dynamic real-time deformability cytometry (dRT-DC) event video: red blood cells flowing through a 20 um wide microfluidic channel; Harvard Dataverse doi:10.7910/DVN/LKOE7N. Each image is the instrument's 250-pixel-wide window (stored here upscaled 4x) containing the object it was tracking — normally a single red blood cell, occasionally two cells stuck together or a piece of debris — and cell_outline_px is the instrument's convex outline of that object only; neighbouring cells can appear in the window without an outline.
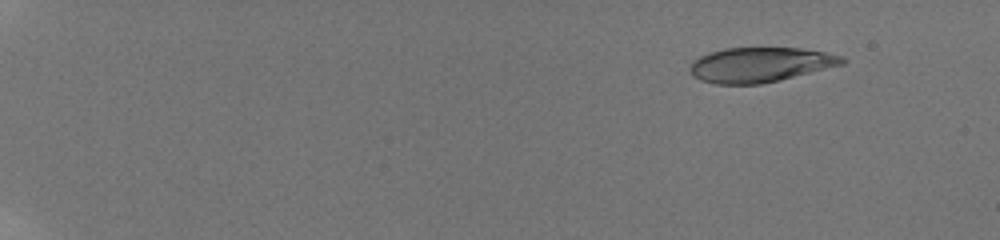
{"species": "human", "species_latin": "Homo sapiens", "temperature_condition": "room temperature", "stored_images_in_passage": 51, "camera_frame_rate_fps": 3000, "um_per_image_px": 0.085, "donor": {"sex": "male"}, "frame": {"image": 1, "passage_image": 1, "time_ms": 0.0, "image_size_px": [1000, 240], "cell_outline_px": [[848, 60], [844, 64], [780, 80], [760, 84], [716, 84], [700, 80], [692, 76], [688, 68], [692, 60], [708, 52], [724, 48], [800, 48], [828, 52], [844, 56]], "centroid_in_image_um": [64.61, 5.5], "position_along_channel_um": 20.4, "area_um2": 31.21}}
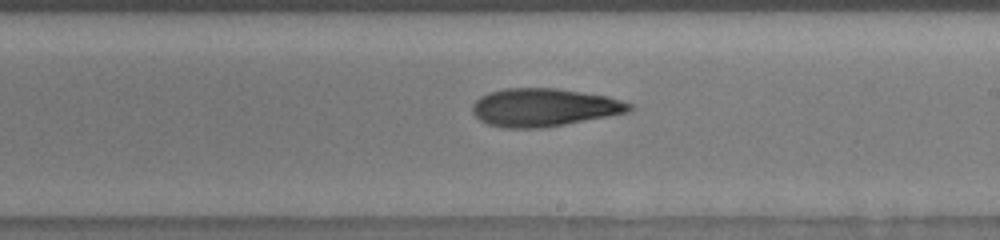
{"frame": {"image": 2, "passage_image": 32, "time_ms": 10.333, "image_size_px": [1000, 240], "cell_outline_px": [[636, 108], [628, 112], [608, 116], [564, 124], [540, 128], [504, 128], [488, 124], [480, 120], [472, 112], [472, 104], [480, 96], [488, 92], [504, 88], [556, 88], [608, 96], [632, 104]], "centroid_in_image_um": [46.22, 9.12], "position_along_channel_um": 242.8, "area_um2": 34.8}}
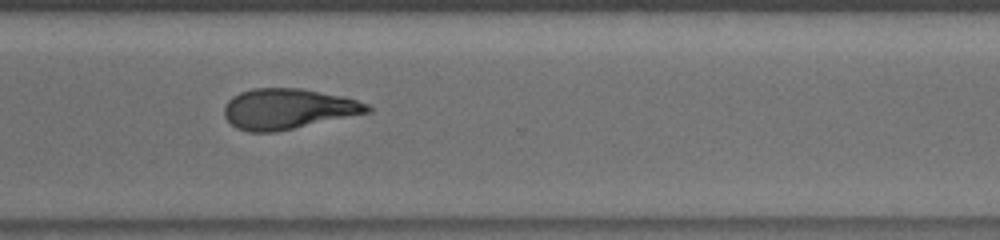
{"frame": {"image": 3, "passage_image": 40, "time_ms": 13.0, "image_size_px": [1000, 240], "cell_outline_px": [[372, 112], [276, 132], [248, 132], [236, 128], [224, 116], [224, 108], [228, 100], [232, 96], [240, 92], [252, 88], [300, 88], [340, 96], [356, 100], [368, 104], [372, 108]], "centroid_in_image_um": [24.46, 9.26], "position_along_channel_um": 346.1, "area_um2": 33.76}, "authors_computed_cell_mechanics": {"area_um2": 33.6396, "velocity_mm_per_s": 3.8791, "shape_relaxation_time_tau1_ms": 8.0436, "shape_relaxation_time_tau2_ms": 4.1314, "deformation_change_tau1": 0.2334, "deformation_change_tau2": 0.1388}}